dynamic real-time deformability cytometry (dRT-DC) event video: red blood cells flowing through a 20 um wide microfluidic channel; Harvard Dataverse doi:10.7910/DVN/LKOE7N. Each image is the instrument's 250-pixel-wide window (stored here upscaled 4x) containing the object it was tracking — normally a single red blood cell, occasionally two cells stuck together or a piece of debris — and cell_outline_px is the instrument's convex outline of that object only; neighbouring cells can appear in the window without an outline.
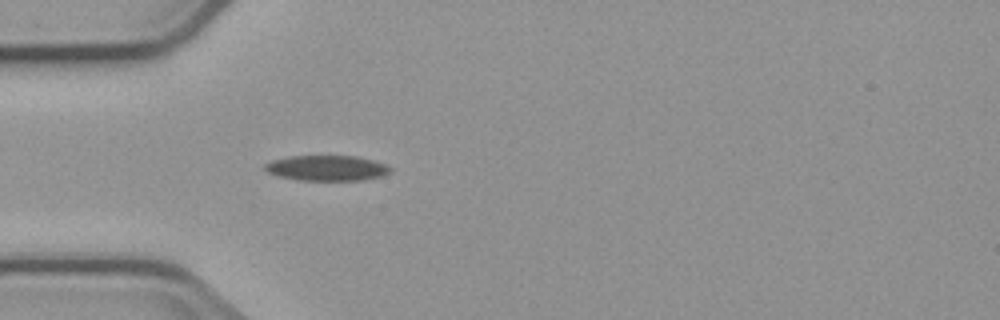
{"species": "common noctule bat (a hibernating species)", "species_latin": "Nyctalus noctula", "temperature_condition": "cold", "stored_images_in_passage": 3, "camera_frame_rate_fps": 3000, "um_per_image_px": 0.085, "animal": {"sex": "male", "body_mass_g": 23.1, "forearm_length_mm": 52.7}, "frame": {"image": 1, "passage_image": 3, "time_ms": 2.333, "image_size_px": [1000, 320], "cell_outline_px": [[392, 168], [388, 172], [380, 176], [360, 180], [300, 180], [280, 176], [268, 172], [264, 168], [264, 164], [272, 160], [288, 156], [356, 156], [372, 160], [384, 164]], "centroid_in_image_um": [27.74, 14.27], "position_along_channel_um": 57.3, "area_um2": 18.26}}